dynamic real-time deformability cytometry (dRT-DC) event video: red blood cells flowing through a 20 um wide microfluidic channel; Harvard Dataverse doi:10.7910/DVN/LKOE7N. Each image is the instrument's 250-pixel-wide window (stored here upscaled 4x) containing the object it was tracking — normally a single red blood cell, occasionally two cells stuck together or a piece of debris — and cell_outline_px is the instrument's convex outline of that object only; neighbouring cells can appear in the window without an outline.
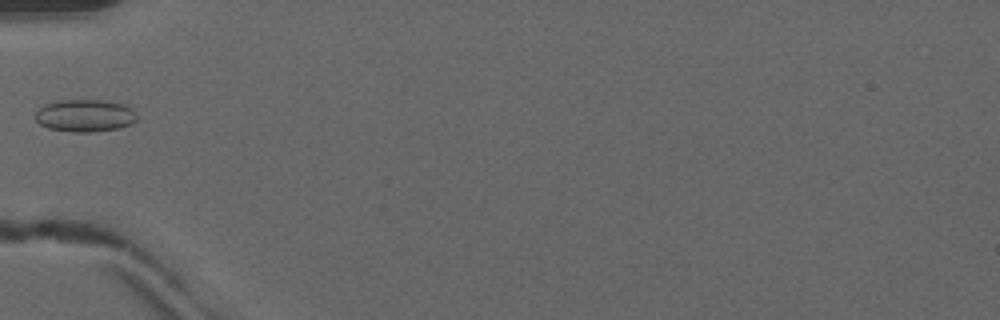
{"species": "common noctule bat (a hibernating species)", "species_latin": "Nyctalus noctula", "temperature_condition": "warm", "stored_images_in_passage": 42, "camera_frame_rate_fps": 3000, "um_per_image_px": 0.085, "animal": {"sex": "male", "forearm_length_mm": 52.5}, "frame": {"image": 1, "passage_image": 10, "time_ms": 3.0, "image_size_px": [1000, 320], "cell_outline_px": [[136, 120], [128, 124], [116, 128], [88, 132], [72, 132], [48, 128], [40, 124], [36, 120], [36, 112], [44, 104], [56, 100], [104, 100], [124, 104], [132, 108], [136, 112]], "centroid_in_image_um": [7.2, 9.81], "position_along_channel_um": 77.8, "area_um2": 19.07}}
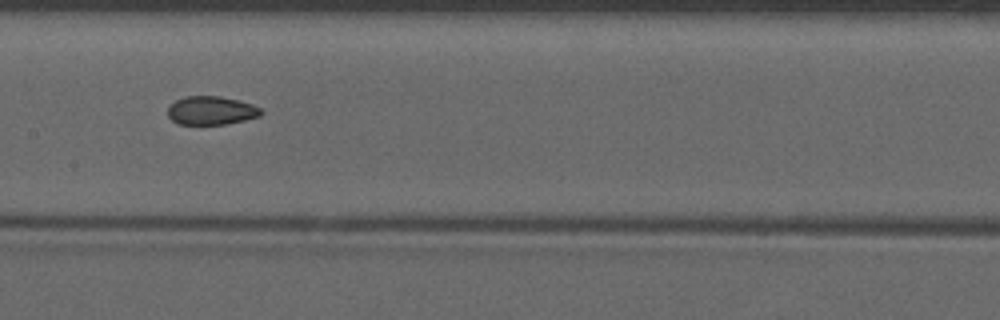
{"frame": {"image": 2, "passage_image": 18, "time_ms": 5.667, "image_size_px": [1000, 320], "cell_outline_px": [[264, 112], [260, 116], [244, 120], [224, 124], [180, 124], [172, 120], [168, 116], [168, 108], [176, 100], [184, 96], [220, 96], [240, 100], [252, 104], [260, 108]], "centroid_in_image_um": [17.97, 9.38], "position_along_channel_um": 189.4, "area_um2": 15.49}}
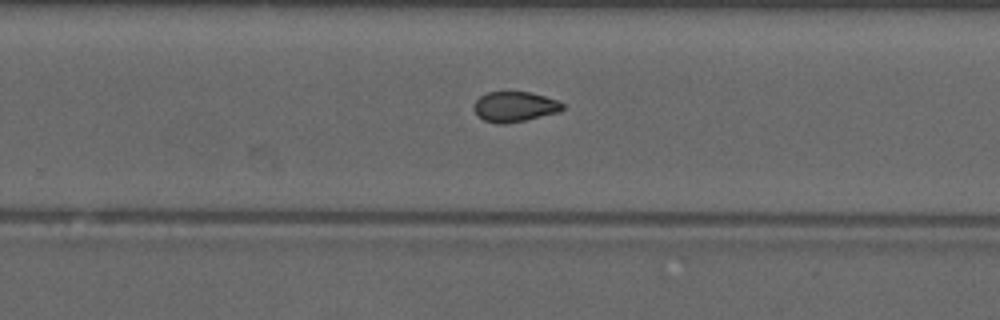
{"frame": {"image": 3, "passage_image": 25, "time_ms": 8.0, "image_size_px": [1000, 320], "cell_outline_px": [[564, 108], [560, 112], [524, 120], [504, 124], [496, 124], [484, 120], [476, 116], [472, 108], [476, 100], [480, 96], [488, 92], [528, 92], [544, 96], [556, 100], [564, 104]], "centroid_in_image_um": [43.71, 9.08], "position_along_channel_um": 286.1, "area_um2": 15.66}, "authors_computed_cell_mechanics": {"area_um2": 16.1551, "velocity_mm_per_s": 4.1583, "shape_relaxation_time_tau1_ms": null, "shape_relaxation_time_tau2_ms": 1.6156, "deformation_change_tau1": null, "deformation_change_tau2": 0.056}}